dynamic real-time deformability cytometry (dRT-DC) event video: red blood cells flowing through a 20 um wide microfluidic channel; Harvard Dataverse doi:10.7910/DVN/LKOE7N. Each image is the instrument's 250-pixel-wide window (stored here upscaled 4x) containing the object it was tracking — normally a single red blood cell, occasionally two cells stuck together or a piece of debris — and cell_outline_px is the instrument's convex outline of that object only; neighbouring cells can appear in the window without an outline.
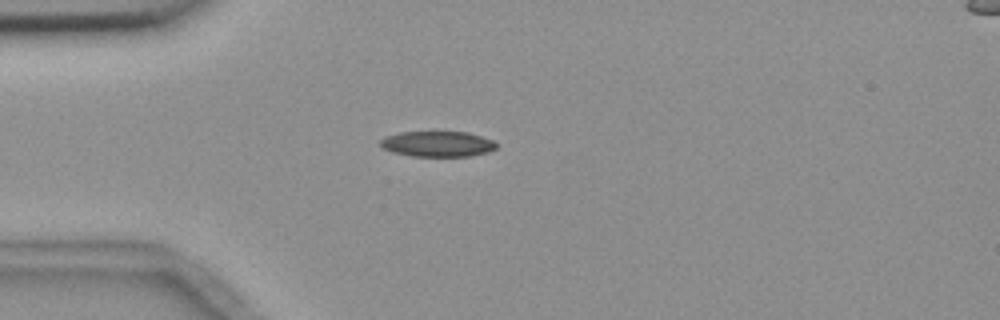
{"species": "common noctule bat (a hibernating species)", "species_latin": "Nyctalus noctula", "temperature_condition": "room temperature", "stored_images_in_passage": 1, "camera_frame_rate_fps": 3000, "um_per_image_px": 0.085, "animal": {"sex": "female", "body_mass_g": 18.4}, "frame": {"image": 1, "passage_image": 1, "time_ms": 0.0, "image_size_px": [1000, 320], "cell_outline_px": [[496, 148], [488, 152], [468, 156], [412, 156], [392, 152], [384, 148], [380, 144], [380, 140], [384, 136], [400, 132], [468, 132], [492, 140], [496, 144]], "centroid_in_image_um": [37.16, 12.23], "position_along_channel_um": 47.8, "area_um2": 17.17}}